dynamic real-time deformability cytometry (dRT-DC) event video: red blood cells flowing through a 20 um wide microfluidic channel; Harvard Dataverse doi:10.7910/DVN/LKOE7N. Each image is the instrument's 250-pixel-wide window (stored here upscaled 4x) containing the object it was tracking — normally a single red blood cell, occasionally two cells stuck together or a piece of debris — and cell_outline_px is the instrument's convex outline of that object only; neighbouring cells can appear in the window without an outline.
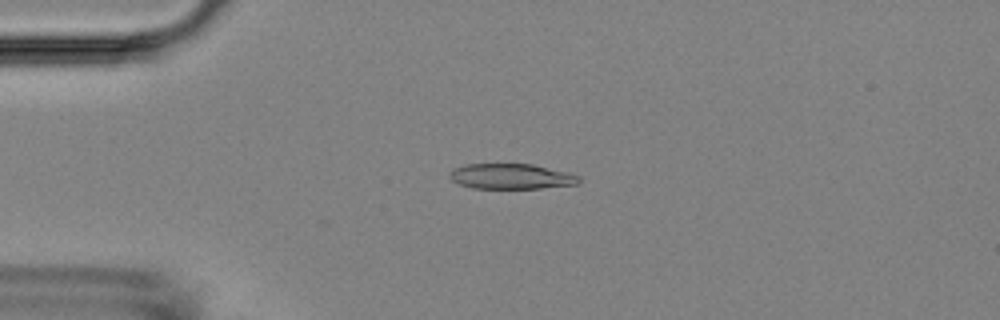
{"species": "Egyptian fruit bat (a non-hibernating species)", "species_latin": "Rousettus aegyptiacus", "temperature_condition": "room temperature", "stored_images_in_passage": 53, "camera_frame_rate_fps": 3000, "um_per_image_px": 0.085, "animal": {"sex": "female"}, "frame": {"image": 1, "passage_image": 12, "time_ms": 3.667, "image_size_px": [1000, 320], "cell_outline_px": [[580, 180], [576, 184], [540, 188], [472, 188], [460, 184], [452, 180], [448, 176], [448, 172], [452, 168], [464, 164], [532, 164], [568, 172], [580, 176]], "centroid_in_image_um": [43.4, 14.98], "position_along_channel_um": 41.6, "area_um2": 19.13}}
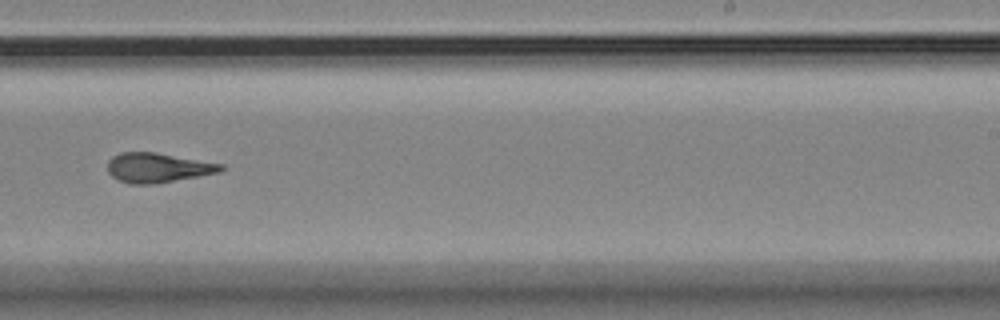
{"frame": {"image": 2, "passage_image": 33, "time_ms": 10.667, "image_size_px": [1000, 320], "cell_outline_px": [[224, 168], [220, 172], [200, 176], [156, 184], [128, 184], [112, 176], [108, 172], [108, 160], [112, 156], [120, 152], [156, 152], [224, 164]], "centroid_in_image_um": [13.41, 14.25], "position_along_channel_um": 275.6, "area_um2": 19.71}}
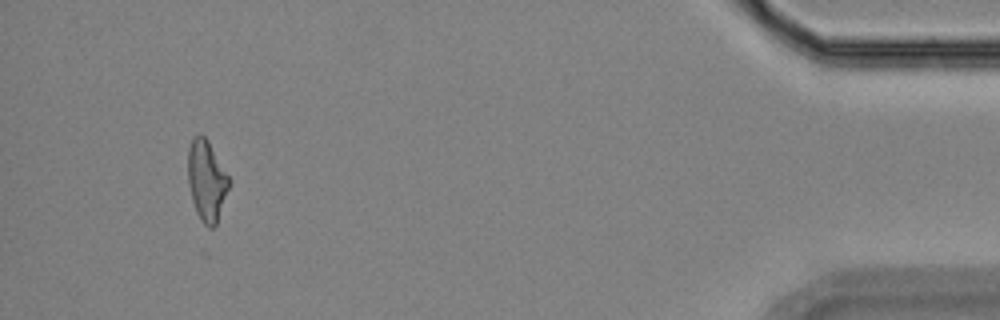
{"frame": {"image": 3, "passage_image": 50, "time_ms": 16.333, "image_size_px": [1000, 320], "cell_outline_px": [[232, 180], [216, 224], [212, 228], [208, 228], [200, 220], [196, 212], [192, 200], [188, 184], [188, 148], [192, 140], [200, 132], [208, 140]], "centroid_in_image_um": [17.58, 15.35], "position_along_channel_um": 417.6, "area_um2": 19.54}, "authors_computed_cell_mechanics": {"area_um2": 19.652, "velocity_mm_per_s": 3.6883, "shape_relaxation_time_tau1_ms": null, "shape_relaxation_time_tau2_ms": 3.964, "deformation_change_tau1": null, "deformation_change_tau2": 0.1235}}